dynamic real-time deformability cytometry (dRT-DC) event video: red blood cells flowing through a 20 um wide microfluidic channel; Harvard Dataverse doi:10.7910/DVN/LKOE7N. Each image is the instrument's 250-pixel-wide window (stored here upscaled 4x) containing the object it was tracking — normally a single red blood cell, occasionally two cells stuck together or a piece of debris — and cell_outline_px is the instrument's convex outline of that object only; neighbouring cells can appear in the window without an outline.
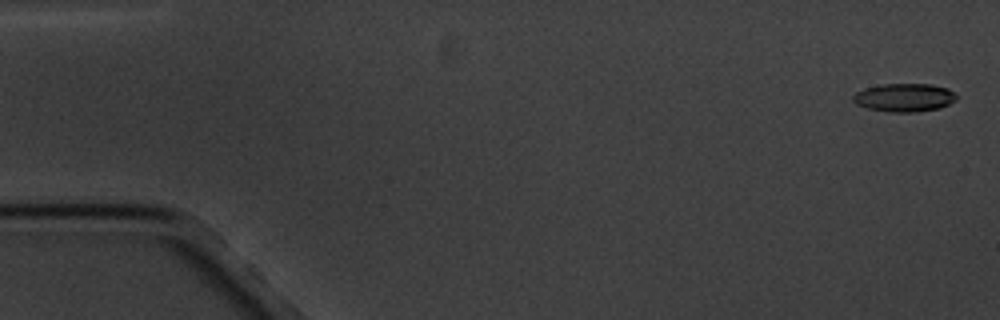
{"species": "common noctule bat (a hibernating species)", "species_latin": "Nyctalus noctula", "temperature_condition": "cold", "stored_images_in_passage": 13, "camera_frame_rate_fps": 3000, "um_per_image_px": 0.085, "animal": {"sex": "male", "body_mass_g": 20.1, "forearm_length_mm": 53.5}, "frame": {"image": 1, "passage_image": 1, "time_ms": 0.0, "image_size_px": [1000, 320], "cell_outline_px": [[956, 100], [940, 108], [916, 112], [888, 112], [868, 108], [856, 104], [852, 100], [852, 96], [856, 92], [864, 88], [880, 84], [928, 84], [948, 88], [956, 96]], "centroid_in_image_um": [76.83, 8.29], "position_along_channel_um": 8.2, "area_um2": 17.05}}
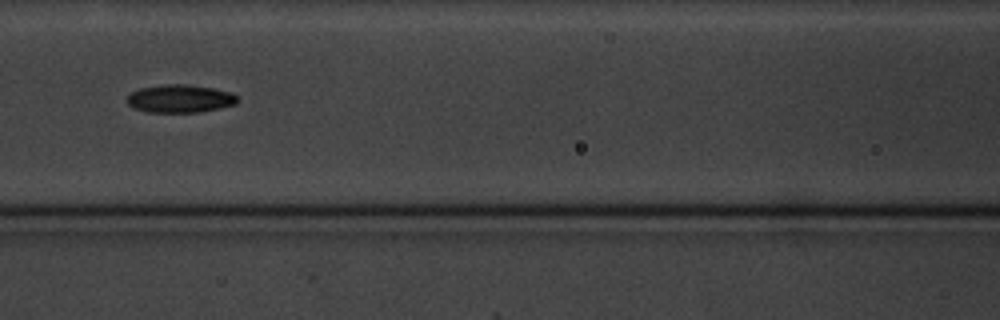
{"frame": {"image": 2, "passage_image": 8, "time_ms": 8.0, "image_size_px": [1000, 320], "cell_outline_px": [[240, 100], [236, 104], [220, 108], [200, 112], [148, 112], [132, 108], [128, 104], [128, 96], [132, 92], [140, 88], [164, 84], [188, 84], [212, 88], [232, 92], [240, 96]], "centroid_in_image_um": [15.35, 8.38], "position_along_channel_um": 151.2, "area_um2": 18.21}}
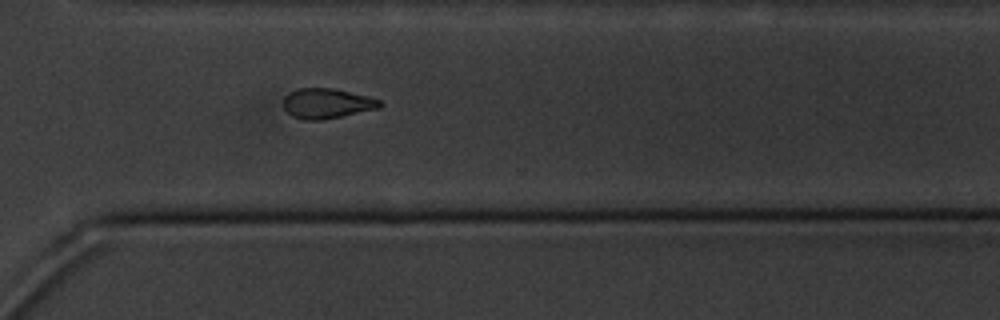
{"frame": {"image": 3, "passage_image": 13, "time_ms": 13.667, "image_size_px": [1000, 320], "cell_outline_px": [[384, 104], [380, 108], [324, 120], [304, 120], [292, 116], [284, 108], [284, 96], [288, 92], [296, 88], [332, 88], [368, 96], [380, 100]], "centroid_in_image_um": [27.78, 8.79], "position_along_channel_um": 342.8, "area_um2": 17.05}}